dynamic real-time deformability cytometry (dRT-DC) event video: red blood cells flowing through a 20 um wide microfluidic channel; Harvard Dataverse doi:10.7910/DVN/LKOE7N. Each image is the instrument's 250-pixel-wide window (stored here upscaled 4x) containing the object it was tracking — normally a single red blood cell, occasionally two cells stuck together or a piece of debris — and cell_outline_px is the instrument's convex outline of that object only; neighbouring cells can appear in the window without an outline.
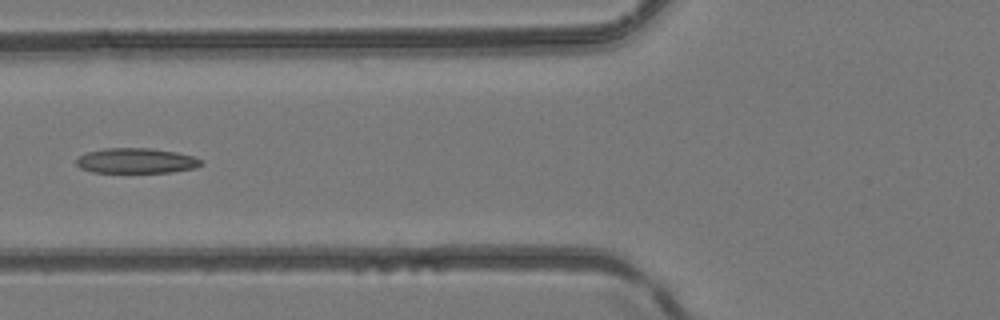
{"species": "common noctule bat (a hibernating species)", "species_latin": "Nyctalus noctula", "temperature_condition": "room temperature", "stored_images_in_passage": 6, "camera_frame_rate_fps": 3000, "um_per_image_px": 0.085, "animal": {"sex": "female", "body_mass_g": 24.6, "forearm_length_mm": 56.2}, "frame": {"image": 1, "passage_image": 6, "time_ms": 1.667, "image_size_px": [1000, 320], "cell_outline_px": [[204, 164], [196, 168], [172, 172], [92, 172], [80, 168], [76, 164], [76, 160], [80, 156], [88, 152], [104, 148], [152, 148], [176, 152], [192, 156], [200, 160]], "centroid_in_image_um": [11.59, 13.66], "position_along_channel_um": 114.2, "area_um2": 18.26}}